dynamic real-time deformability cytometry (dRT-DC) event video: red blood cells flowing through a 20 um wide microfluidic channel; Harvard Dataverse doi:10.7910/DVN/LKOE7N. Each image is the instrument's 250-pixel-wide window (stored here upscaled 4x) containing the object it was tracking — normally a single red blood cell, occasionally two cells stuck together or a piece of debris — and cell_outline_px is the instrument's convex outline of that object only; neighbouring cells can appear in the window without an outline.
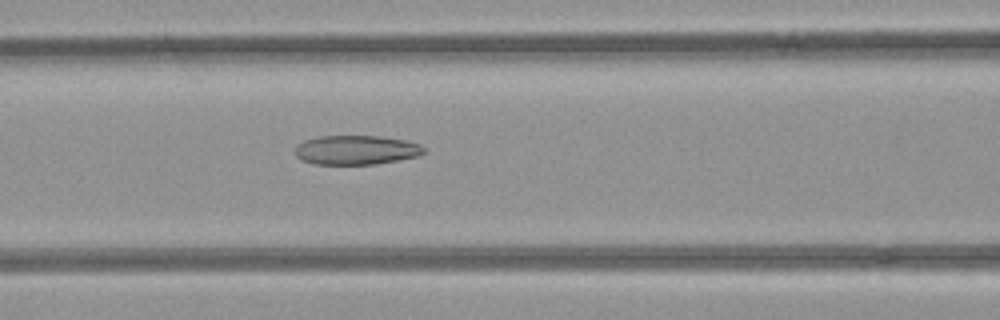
{"species": "common noctule bat (a hibernating species)", "species_latin": "Nyctalus noctula", "temperature_condition": "room temperature", "stored_images_in_passage": 39, "camera_frame_rate_fps": 3000, "um_per_image_px": 0.085, "animal": {"sex": "female", "body_mass_g": 21.9}, "frame": {"image": 1, "passage_image": 14, "time_ms": 4.333, "image_size_px": [1000, 320], "cell_outline_px": [[424, 152], [420, 156], [376, 164], [312, 164], [300, 160], [296, 156], [296, 144], [304, 140], [320, 136], [376, 136], [404, 140], [420, 144], [424, 148]], "centroid_in_image_um": [30.25, 12.75], "position_along_channel_um": 136.4, "area_um2": 22.02}}
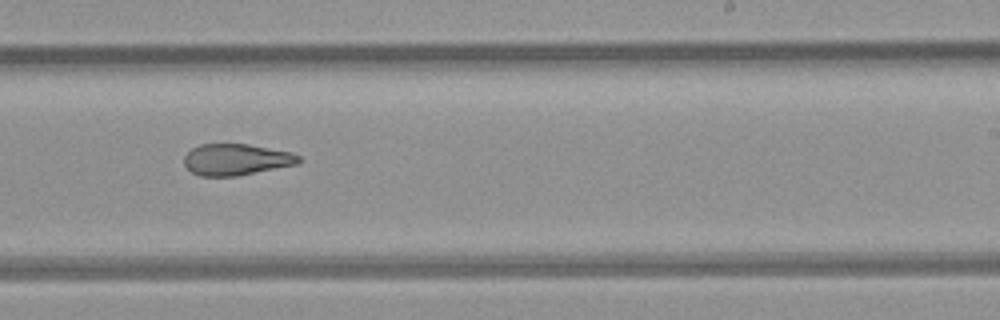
{"frame": {"image": 2, "passage_image": 24, "time_ms": 7.667, "image_size_px": [1000, 320], "cell_outline_px": [[304, 160], [300, 164], [236, 176], [200, 176], [192, 172], [184, 164], [184, 156], [192, 148], [200, 144], [248, 144], [292, 152], [300, 156]], "centroid_in_image_um": [20.13, 13.56], "position_along_channel_um": 268.9, "area_um2": 21.15}}
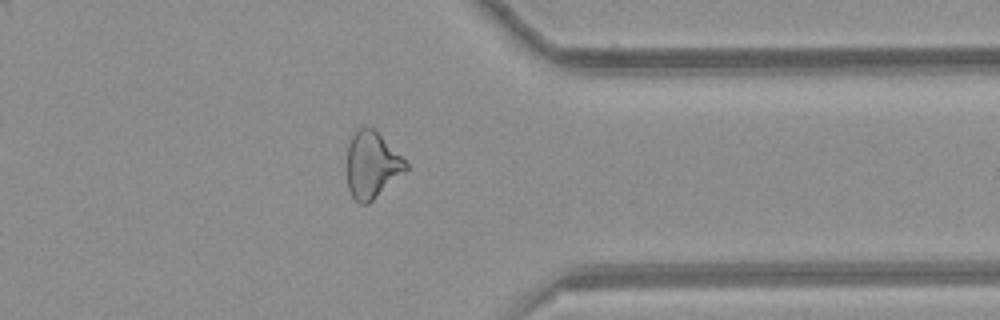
{"frame": {"image": 3, "passage_image": 33, "time_ms": 10.667, "image_size_px": [1000, 320], "cell_outline_px": [[408, 168], [404, 172], [368, 204], [360, 204], [352, 196], [348, 188], [348, 144], [356, 128], [372, 128], [408, 164]], "centroid_in_image_um": [31.58, 14.05], "position_along_channel_um": 379.8, "area_um2": 22.08}, "authors_computed_cell_mechanics": {"area_um2": 22.542, "velocity_mm_per_s": 3.985, "shape_relaxation_time_tau1_ms": null, "shape_relaxation_time_tau2_ms": 3.5754, "deformation_change_tau1": null, "deformation_change_tau2": 0.1266}}